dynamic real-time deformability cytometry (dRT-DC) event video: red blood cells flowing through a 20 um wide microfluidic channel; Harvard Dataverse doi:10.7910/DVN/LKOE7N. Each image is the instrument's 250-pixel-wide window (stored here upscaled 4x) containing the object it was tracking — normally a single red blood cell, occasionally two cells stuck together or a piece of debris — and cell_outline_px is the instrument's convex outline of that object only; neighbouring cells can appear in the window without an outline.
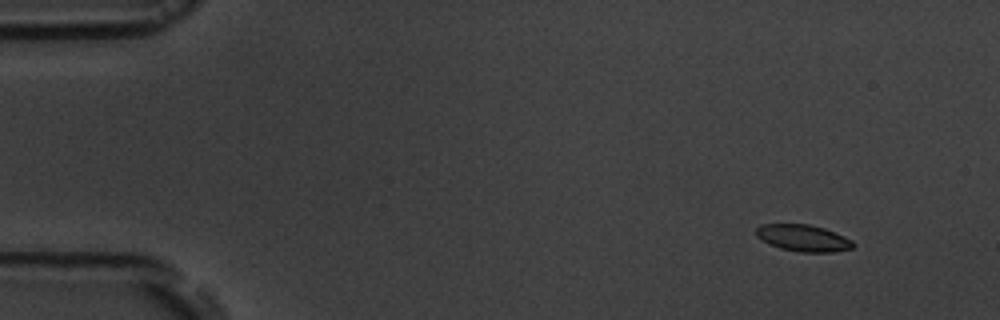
{"species": "common noctule bat (a hibernating species)", "species_latin": "Nyctalus noctula", "temperature_condition": "room temperature", "stored_images_in_passage": 5, "camera_frame_rate_fps": 3000, "um_per_image_px": 0.085, "animal": {"sex": "male", "body_mass_g": 19.5, "forearm_length_mm": 54.6}, "frame": {"image": 1, "passage_image": 1, "time_ms": 0.0, "image_size_px": [1000, 320], "cell_outline_px": [[856, 244], [852, 248], [832, 252], [800, 252], [780, 248], [756, 236], [756, 228], [760, 224], [808, 224], [824, 228], [844, 236], [852, 240]], "centroid_in_image_um": [68.3, 20.23], "position_along_channel_um": 16.7, "area_um2": 14.97}}
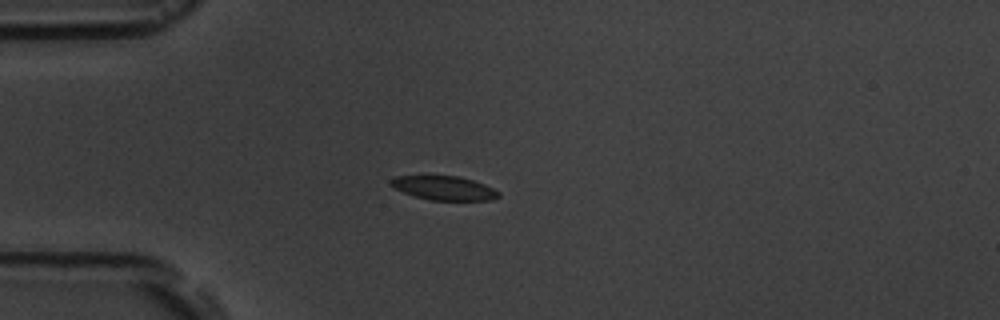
{"frame": {"image": 2, "passage_image": 4, "time_ms": 3.333, "image_size_px": [1000, 320], "cell_outline_px": [[500, 196], [492, 200], [428, 200], [404, 192], [388, 184], [388, 180], [396, 176], [460, 176], [484, 184], [500, 192]], "centroid_in_image_um": [37.74, 15.98], "position_along_channel_um": 47.3, "area_um2": 15.03}}